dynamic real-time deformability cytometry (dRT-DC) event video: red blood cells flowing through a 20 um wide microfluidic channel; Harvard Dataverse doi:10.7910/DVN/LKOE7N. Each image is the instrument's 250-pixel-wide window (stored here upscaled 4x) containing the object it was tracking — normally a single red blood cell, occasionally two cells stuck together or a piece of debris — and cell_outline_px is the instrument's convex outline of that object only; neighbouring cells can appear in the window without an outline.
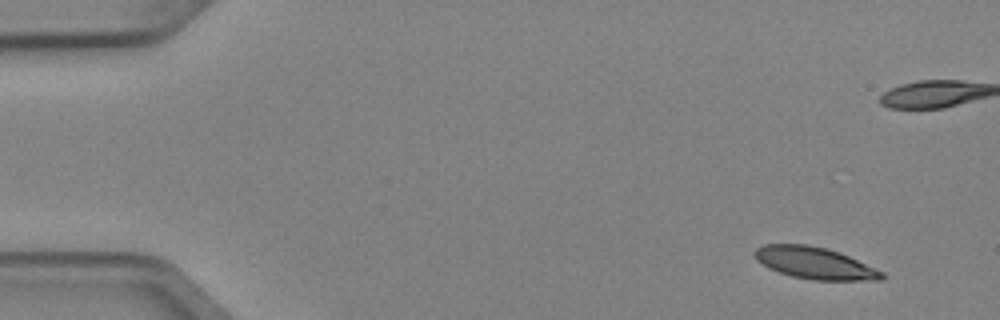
{"species": "Egyptian fruit bat (a non-hibernating species)", "species_latin": "Rousettus aegyptiacus", "temperature_condition": "cold", "stored_images_in_passage": 6, "camera_frame_rate_fps": 3000, "um_per_image_px": 0.085, "animal": {"sex": "female"}, "frame": {"image": 1, "passage_image": 1, "time_ms": 0.0, "image_size_px": [1000, 320], "cell_outline_px": [[884, 276], [880, 280], [812, 280], [792, 276], [768, 268], [756, 260], [752, 252], [756, 248], [764, 244], [808, 244], [840, 252], [884, 272]], "centroid_in_image_um": [69.22, 22.35], "position_along_channel_um": 15.8, "area_um2": 23.58}}
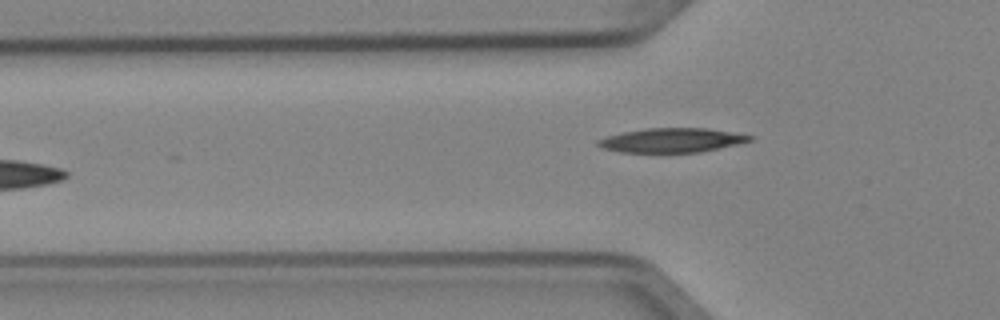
{"frame": {"image": 2, "passage_image": 6, "time_ms": 1.667, "image_size_px": [1000, 320], "cell_outline_px": [[756, 136], [752, 140], [740, 144], [700, 152], [620, 152], [604, 148], [596, 144], [596, 140], [608, 136], [624, 132], [648, 128], [708, 128]], "centroid_in_image_um": [57.16, 11.92], "position_along_channel_um": 68.6, "area_um2": 21.44}}